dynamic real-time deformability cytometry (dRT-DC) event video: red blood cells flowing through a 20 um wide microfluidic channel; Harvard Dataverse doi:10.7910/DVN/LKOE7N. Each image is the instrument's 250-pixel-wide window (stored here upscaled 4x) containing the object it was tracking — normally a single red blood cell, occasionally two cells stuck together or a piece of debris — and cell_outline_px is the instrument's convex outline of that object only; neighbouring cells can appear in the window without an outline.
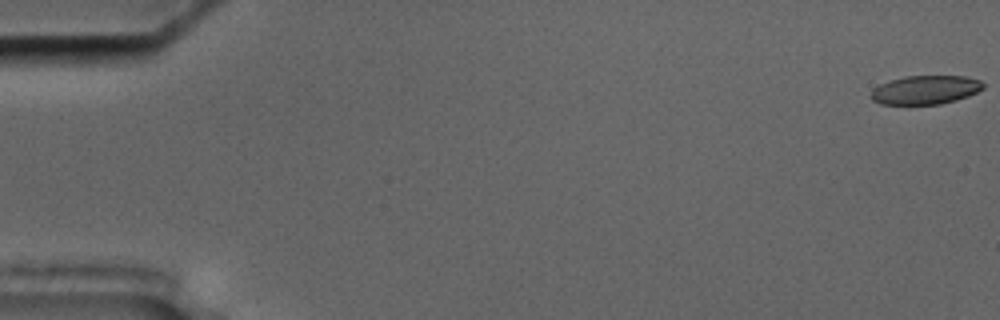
{"species": "common noctule bat (a hibernating species)", "species_latin": "Nyctalus noctula", "temperature_condition": "cold", "stored_images_in_passage": 57, "camera_frame_rate_fps": 3000, "um_per_image_px": 0.085, "animal": {"sex": "male", "body_mass_g": 17.5, "forearm_length_mm": 52.3}, "frame": {"image": 1, "passage_image": 1, "time_ms": 0.0, "image_size_px": [1000, 320], "cell_outline_px": [[984, 88], [968, 96], [956, 100], [940, 104], [880, 104], [872, 100], [868, 96], [872, 88], [880, 84], [904, 76], [964, 76], [980, 80], [984, 84]], "centroid_in_image_um": [78.62, 7.64], "position_along_channel_um": 6.4, "area_um2": 18.9}}
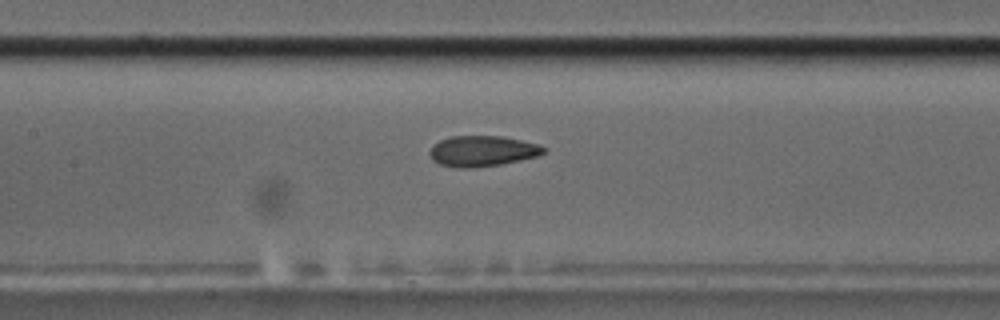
{"frame": {"image": 2, "passage_image": 27, "time_ms": 8.667, "image_size_px": [1000, 320], "cell_outline_px": [[544, 152], [536, 156], [520, 160], [500, 164], [472, 168], [460, 168], [440, 164], [432, 160], [428, 152], [432, 144], [440, 140], [452, 136], [504, 136], [540, 144], [544, 148]], "centroid_in_image_um": [40.96, 12.83], "position_along_channel_um": 166.4, "area_um2": 20.4}}
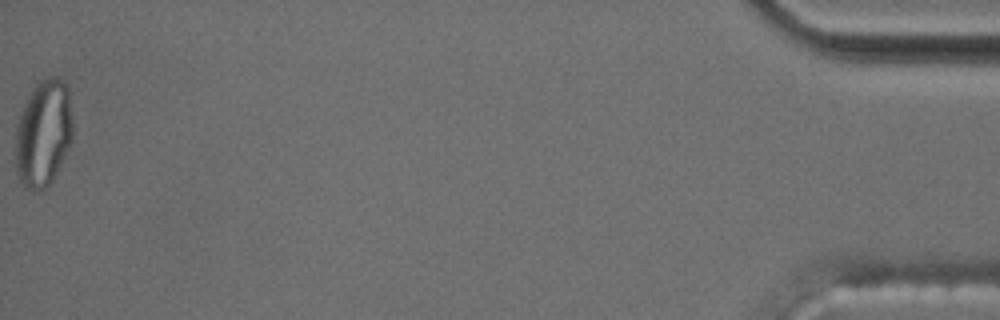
{"frame": {"image": 3, "passage_image": 57, "time_ms": 18.667, "image_size_px": [1000, 320], "cell_outline_px": [[72, 140], [52, 180], [44, 188], [24, 188], [16, 172], [16, 128], [24, 104], [32, 88], [40, 80], [48, 76], [56, 76], [64, 80], [68, 84], [72, 120]], "centroid_in_image_um": [3.7, 11.26], "position_along_channel_um": 431.5, "area_um2": 35.49}, "authors_computed_cell_mechanics": {"area_um2": 20.7502, "velocity_mm_per_s": 3.6187, "shape_relaxation_time_tau1_ms": null, "shape_relaxation_time_tau2_ms": 1.7269, "deformation_change_tau1": null, "deformation_change_tau2": 0.0642}}